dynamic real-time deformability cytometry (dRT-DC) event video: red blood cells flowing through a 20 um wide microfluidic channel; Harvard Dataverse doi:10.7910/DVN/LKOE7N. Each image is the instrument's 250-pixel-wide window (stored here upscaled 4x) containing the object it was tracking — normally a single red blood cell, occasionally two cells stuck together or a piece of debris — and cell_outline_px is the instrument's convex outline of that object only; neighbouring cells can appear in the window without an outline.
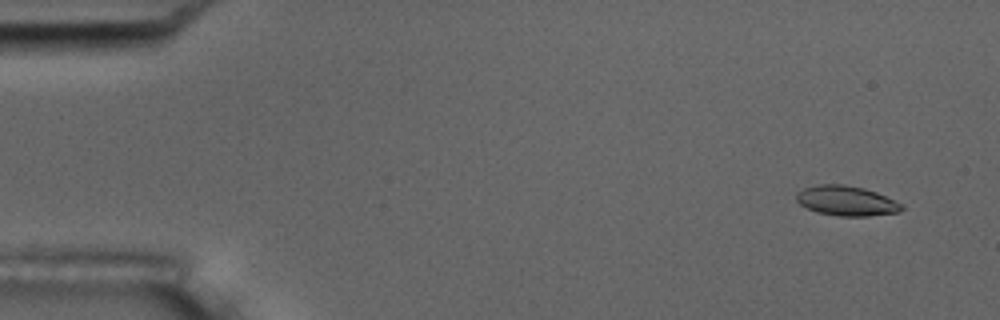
{"species": "common noctule bat (a hibernating species)", "species_latin": "Nyctalus noctula", "temperature_condition": "room temperature", "stored_images_in_passage": 6, "camera_frame_rate_fps": 3000, "um_per_image_px": 0.085, "animal": {"sex": "male", "body_mass_g": 17.5, "forearm_length_mm": 52.3}, "frame": {"image": 1, "passage_image": 1, "time_ms": 0.0, "image_size_px": [1000, 320], "cell_outline_px": [[904, 208], [900, 212], [868, 216], [840, 216], [816, 212], [800, 204], [796, 200], [796, 192], [804, 188], [816, 184], [844, 184], [864, 188], [876, 192], [904, 204]], "centroid_in_image_um": [71.96, 17.06], "position_along_channel_um": 13.0, "area_um2": 18.5}}